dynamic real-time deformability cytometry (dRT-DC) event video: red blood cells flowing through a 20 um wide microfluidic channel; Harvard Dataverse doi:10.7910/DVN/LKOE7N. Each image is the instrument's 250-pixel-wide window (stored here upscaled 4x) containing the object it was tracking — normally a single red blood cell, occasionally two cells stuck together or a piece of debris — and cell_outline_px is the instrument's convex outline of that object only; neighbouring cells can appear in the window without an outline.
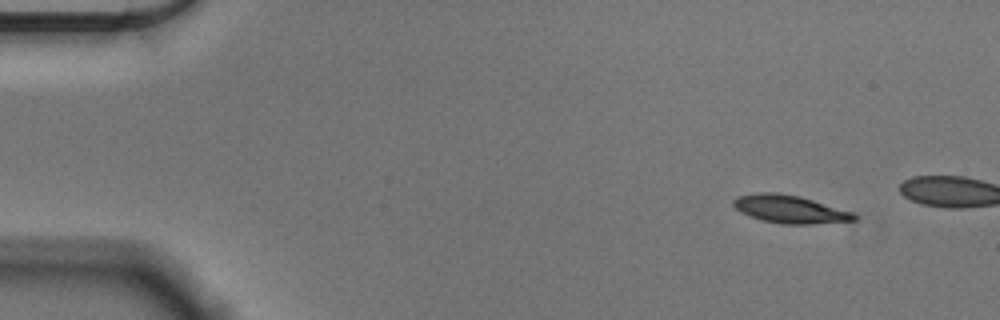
{"species": "Egyptian fruit bat (a non-hibernating species)", "species_latin": "Rousettus aegyptiacus", "temperature_condition": "cold", "stored_images_in_passage": 14, "camera_frame_rate_fps": 3000, "um_per_image_px": 0.085, "animal": {"sex": "male"}, "frame": {"image": 1, "passage_image": 5, "time_ms": 1.333, "image_size_px": [1000, 320], "cell_outline_px": [[856, 220], [812, 224], [780, 224], [760, 220], [740, 212], [732, 204], [732, 200], [736, 196], [756, 192], [776, 192], [800, 196], [852, 212], [856, 216]], "centroid_in_image_um": [67.07, 17.77], "position_along_channel_um": 17.9, "area_um2": 19.71}}